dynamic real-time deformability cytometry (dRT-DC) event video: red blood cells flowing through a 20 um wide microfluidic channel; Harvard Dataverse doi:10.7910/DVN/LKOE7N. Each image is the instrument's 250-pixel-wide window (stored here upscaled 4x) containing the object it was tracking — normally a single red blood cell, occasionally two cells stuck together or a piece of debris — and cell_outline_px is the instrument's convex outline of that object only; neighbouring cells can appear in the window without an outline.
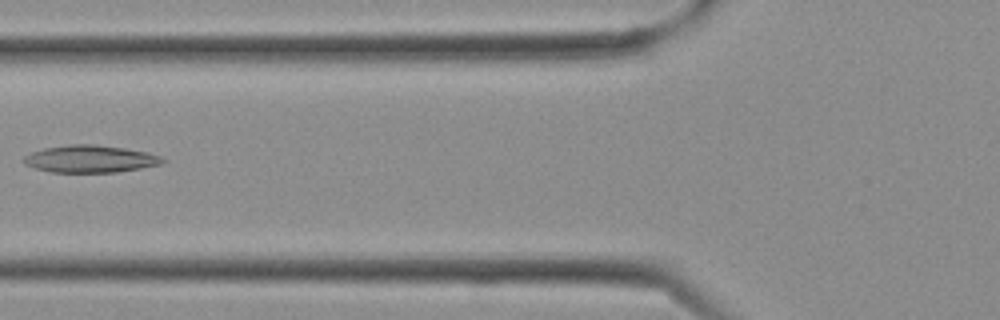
{"species": "Egyptian fruit bat (a non-hibernating species)", "species_latin": "Rousettus aegyptiacus", "temperature_condition": "cold", "stored_images_in_passage": 15, "camera_frame_rate_fps": 3000, "um_per_image_px": 0.085, "frame": {"image": 1, "passage_image": 5, "time_ms": 1.333, "image_size_px": [1000, 320], "cell_outline_px": [[168, 160], [160, 164], [140, 168], [116, 172], [52, 172], [36, 168], [24, 164], [20, 160], [24, 156], [32, 152], [44, 148], [72, 144], [92, 144], [124, 148], [148, 152], [160, 156]], "centroid_in_image_um": [7.66, 13.5], "position_along_channel_um": 118.1, "area_um2": 22.02}}
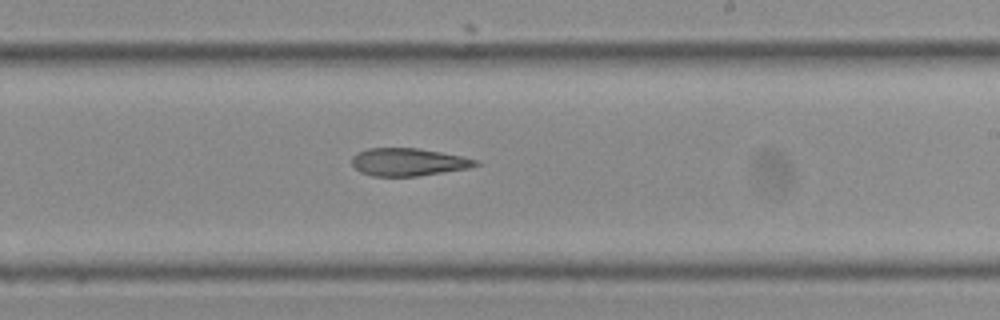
{"frame": {"image": 2, "passage_image": 11, "time_ms": 3.333, "image_size_px": [1000, 320], "cell_outline_px": [[480, 164], [468, 168], [416, 176], [372, 176], [360, 172], [352, 164], [352, 156], [356, 152], [368, 148], [416, 148], [440, 152], [480, 160]], "centroid_in_image_um": [34.68, 13.77], "position_along_channel_um": 254.3, "area_um2": 19.88}}
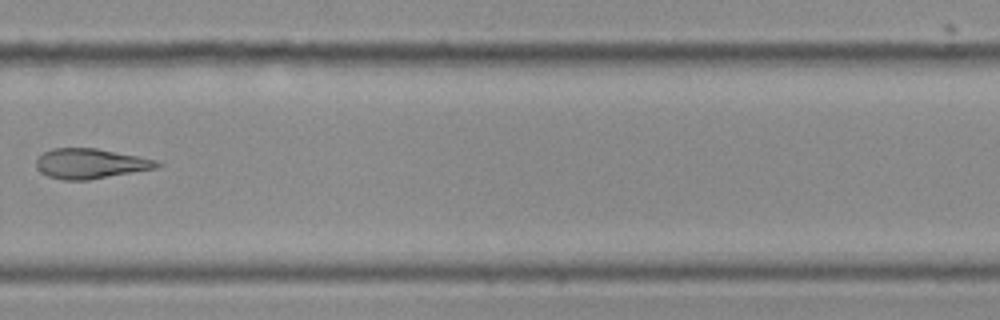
{"frame": {"image": 3, "passage_image": 14, "time_ms": 4.333, "image_size_px": [1000, 320], "cell_outline_px": [[164, 164], [156, 168], [88, 180], [64, 180], [48, 176], [40, 172], [36, 168], [36, 160], [44, 152], [52, 148], [96, 148], [156, 160]], "centroid_in_image_um": [7.66, 13.91], "position_along_channel_um": 322.1, "area_um2": 20.98}}